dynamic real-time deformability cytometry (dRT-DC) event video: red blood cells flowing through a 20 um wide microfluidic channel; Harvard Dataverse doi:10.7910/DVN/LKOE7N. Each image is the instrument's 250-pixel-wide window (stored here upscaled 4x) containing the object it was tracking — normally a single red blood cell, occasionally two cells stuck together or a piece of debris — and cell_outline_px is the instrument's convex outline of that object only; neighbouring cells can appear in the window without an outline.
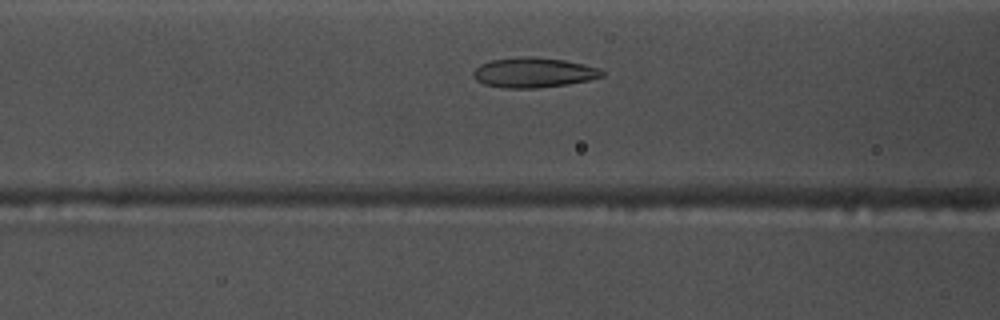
{"species": "common noctule bat (a hibernating species)", "species_latin": "Nyctalus noctula", "temperature_condition": "warm", "stored_images_in_passage": 34, "camera_frame_rate_fps": 3000, "um_per_image_px": 0.085, "animal": {"sex": "male", "body_mass_g": 17.5, "forearm_length_mm": 52.3}, "frame": {"image": 1, "passage_image": 12, "time_ms": 3.667, "image_size_px": [1000, 320], "cell_outline_px": [[604, 76], [588, 80], [568, 84], [536, 88], [504, 88], [484, 84], [476, 80], [472, 76], [472, 72], [480, 64], [492, 60], [520, 56], [532, 56], [564, 60], [584, 64], [600, 68], [604, 72]], "centroid_in_image_um": [45.34, 6.16], "position_along_channel_um": 121.3, "area_um2": 22.6}}
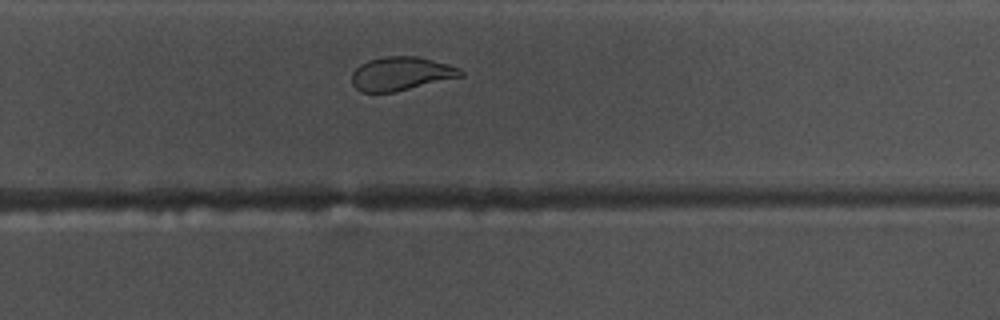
{"frame": {"image": 2, "passage_image": 26, "time_ms": 8.333, "image_size_px": [1000, 320], "cell_outline_px": [[464, 76], [396, 92], [360, 92], [352, 84], [352, 72], [360, 64], [368, 60], [384, 56], [416, 56], [448, 64], [464, 72]], "centroid_in_image_um": [34.07, 6.27], "position_along_channel_um": 295.7, "area_um2": 21.39}}
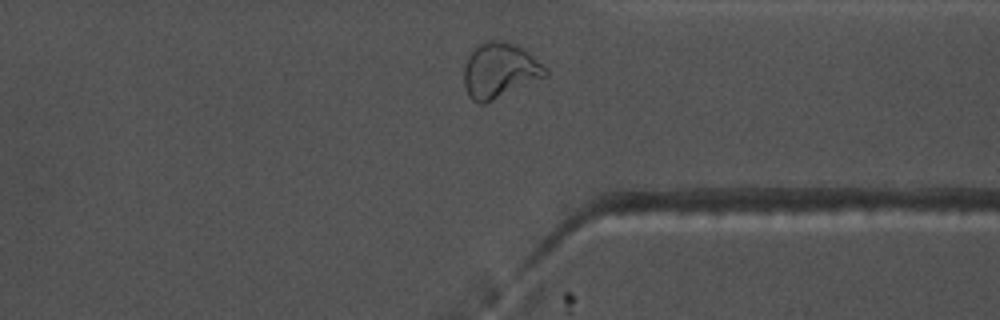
{"frame": {"image": 3, "passage_image": 32, "time_ms": 10.333, "image_size_px": [1000, 320], "cell_outline_px": [[548, 76], [484, 104], [480, 104], [472, 100], [468, 96], [464, 84], [464, 68], [468, 56], [480, 44], [488, 40], [500, 40], [516, 44], [524, 48], [548, 68]], "centroid_in_image_um": [42.5, 5.99], "position_along_channel_um": 368.9, "area_um2": 26.36}, "authors_computed_cell_mechanics": {"area_um2": 22.1952, "velocity_mm_per_s": 3.7485, "shape_relaxation_time_tau1_ms": null, "shape_relaxation_time_tau2_ms": 1.7514, "deformation_change_tau1": null, "deformation_change_tau2": 0.0777}}